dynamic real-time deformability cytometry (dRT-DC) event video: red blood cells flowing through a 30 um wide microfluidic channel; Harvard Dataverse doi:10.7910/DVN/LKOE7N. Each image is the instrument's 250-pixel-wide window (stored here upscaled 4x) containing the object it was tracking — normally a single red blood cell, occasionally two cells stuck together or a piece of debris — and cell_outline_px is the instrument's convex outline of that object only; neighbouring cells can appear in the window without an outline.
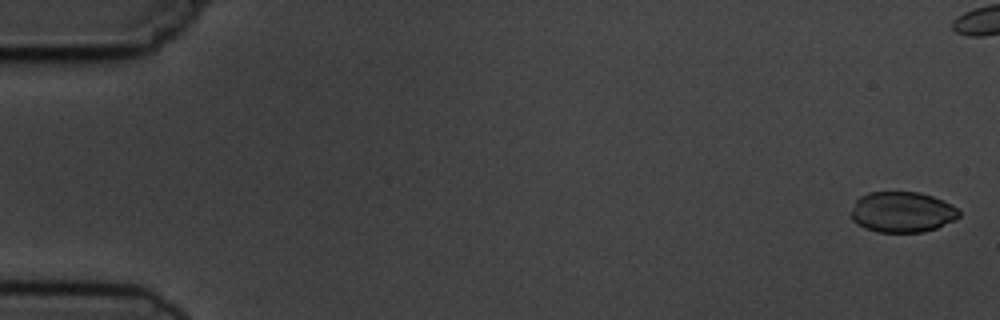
{"species": "common noctule bat (a hibernating species)", "species_latin": "Nyctalus noctula", "temperature_condition": "cold", "stored_images_in_passage": 7, "camera_frame_rate_fps": 3000, "um_per_image_px": 0.085, "animal": {"sex": "male", "body_mass_g": 19.5, "forearm_length_mm": 54.6}, "frame": {"image": 1, "passage_image": 1, "time_ms": 0.0, "image_size_px": [1000, 320], "cell_outline_px": [[960, 216], [956, 220], [936, 228], [924, 232], [876, 232], [864, 228], [856, 224], [852, 220], [852, 212], [856, 200], [860, 196], [868, 192], [920, 192], [932, 196], [952, 204], [960, 212]], "centroid_in_image_um": [76.69, 18.03], "position_along_channel_um": 8.3, "area_um2": 25.72}}
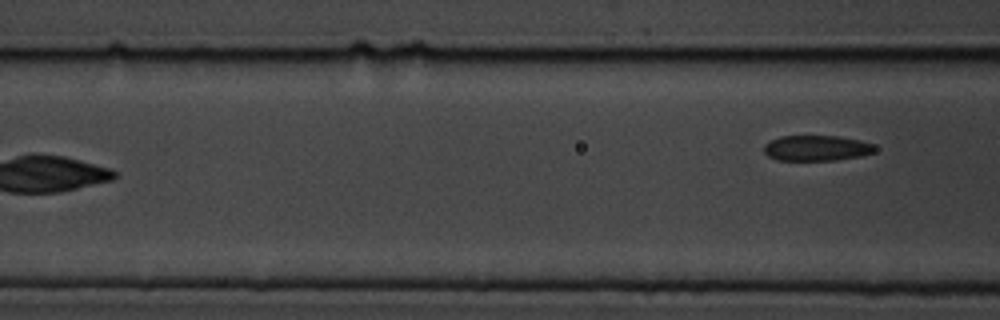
{"frame": {"image": 2, "passage_image": 7, "time_ms": 8.0, "image_size_px": [1000, 320], "cell_outline_px": [[876, 152], [860, 156], [836, 160], [776, 160], [768, 156], [764, 152], [764, 144], [780, 136], [840, 136], [860, 140], [872, 144], [876, 148]], "centroid_in_image_um": [69.41, 12.59], "position_along_channel_um": 97.2, "area_um2": 16.53}}